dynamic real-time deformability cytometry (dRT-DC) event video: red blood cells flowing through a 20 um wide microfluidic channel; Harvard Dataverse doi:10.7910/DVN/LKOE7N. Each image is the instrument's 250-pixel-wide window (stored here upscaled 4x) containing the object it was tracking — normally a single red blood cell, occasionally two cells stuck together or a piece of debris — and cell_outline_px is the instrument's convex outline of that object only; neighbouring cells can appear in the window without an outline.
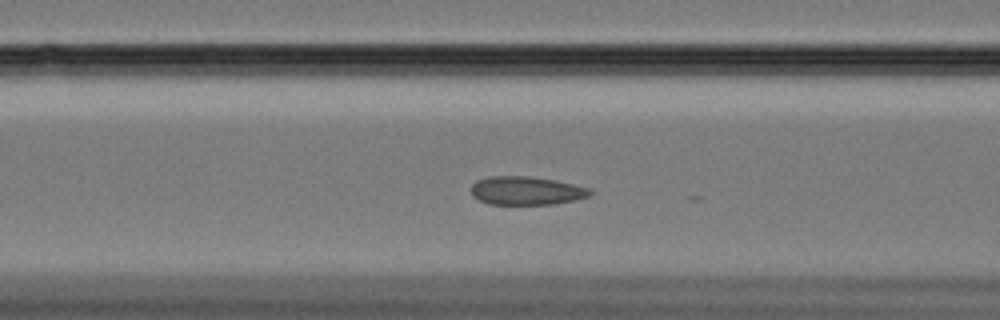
{"species": "Egyptian fruit bat (a non-hibernating species)", "species_latin": "Rousettus aegyptiacus", "temperature_condition": "cold", "stored_images_in_passage": 31, "camera_frame_rate_fps": 3000, "um_per_image_px": 0.085, "animal": {"sex": "female"}, "frame": {"image": 1, "passage_image": 21, "time_ms": 6.667, "image_size_px": [1000, 320], "cell_outline_px": [[592, 192], [588, 196], [572, 200], [552, 204], [488, 204], [472, 196], [472, 184], [476, 180], [488, 176], [528, 176], [556, 180], [588, 188]], "centroid_in_image_um": [44.68, 16.2], "position_along_channel_um": 121.9, "area_um2": 19.54}}
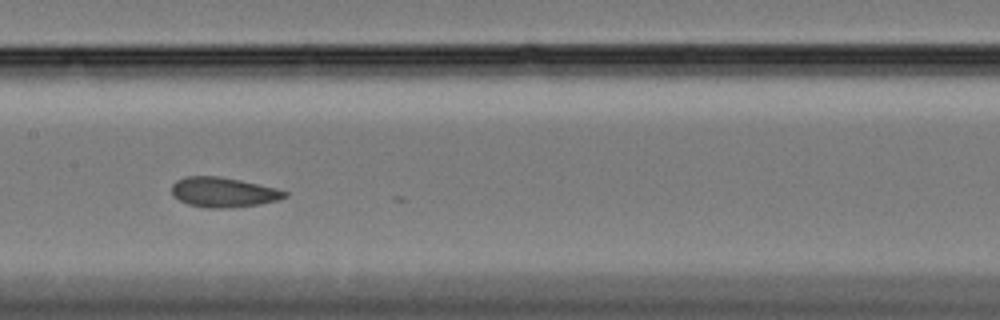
{"frame": {"image": 2, "passage_image": 27, "time_ms": 8.667, "image_size_px": [1000, 320], "cell_outline_px": [[288, 196], [280, 200], [260, 204], [232, 208], [204, 208], [188, 204], [172, 196], [172, 184], [176, 180], [184, 176], [220, 176], [240, 180], [276, 188], [288, 192]], "centroid_in_image_um": [18.98, 16.34], "position_along_channel_um": 188.4, "area_um2": 19.94}}
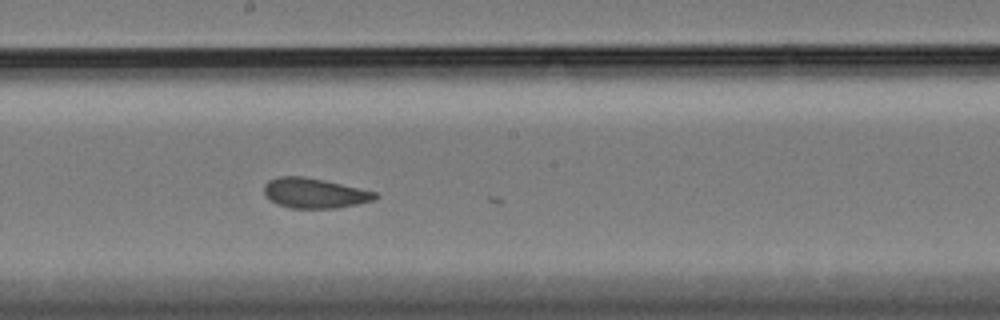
{"frame": {"image": 3, "passage_image": 30, "time_ms": 9.667, "image_size_px": [1000, 320], "cell_outline_px": [[380, 196], [376, 200], [336, 208], [292, 208], [276, 204], [264, 192], [264, 184], [268, 180], [280, 176], [304, 176], [324, 180], [376, 192]], "centroid_in_image_um": [26.75, 16.41], "position_along_channel_um": 221.5, "area_um2": 19.36}}